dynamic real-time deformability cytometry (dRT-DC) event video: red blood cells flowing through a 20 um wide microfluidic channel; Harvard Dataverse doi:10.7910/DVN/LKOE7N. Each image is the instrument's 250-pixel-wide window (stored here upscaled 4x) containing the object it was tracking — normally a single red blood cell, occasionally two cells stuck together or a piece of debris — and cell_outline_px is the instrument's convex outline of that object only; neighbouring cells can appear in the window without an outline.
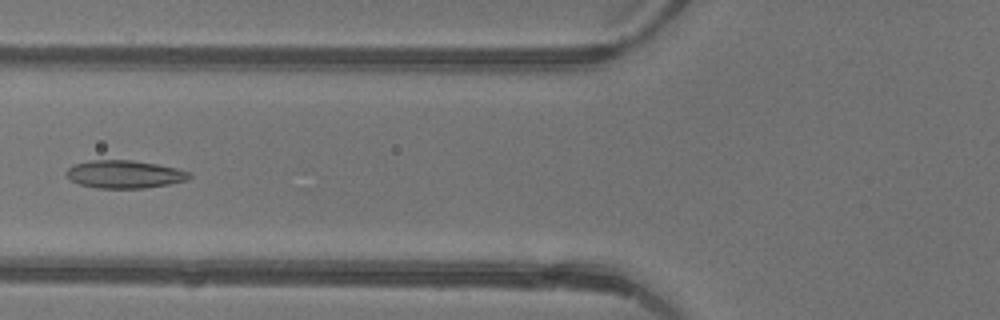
{"species": "common noctule bat (a hibernating species)", "species_latin": "Nyctalus noctula", "temperature_condition": "warm", "stored_images_in_passage": 6, "camera_frame_rate_fps": 3000, "um_per_image_px": 0.085, "animal": {"sex": "female"}, "frame": {"image": 1, "passage_image": 6, "time_ms": 1.667, "image_size_px": [1000, 320], "cell_outline_px": [[192, 176], [188, 180], [168, 184], [144, 188], [96, 188], [80, 184], [72, 180], [64, 172], [72, 164], [88, 160], [132, 160], [156, 164], [176, 168], [192, 172]], "centroid_in_image_um": [10.58, 14.8], "position_along_channel_um": 115.2, "area_um2": 20.06}}